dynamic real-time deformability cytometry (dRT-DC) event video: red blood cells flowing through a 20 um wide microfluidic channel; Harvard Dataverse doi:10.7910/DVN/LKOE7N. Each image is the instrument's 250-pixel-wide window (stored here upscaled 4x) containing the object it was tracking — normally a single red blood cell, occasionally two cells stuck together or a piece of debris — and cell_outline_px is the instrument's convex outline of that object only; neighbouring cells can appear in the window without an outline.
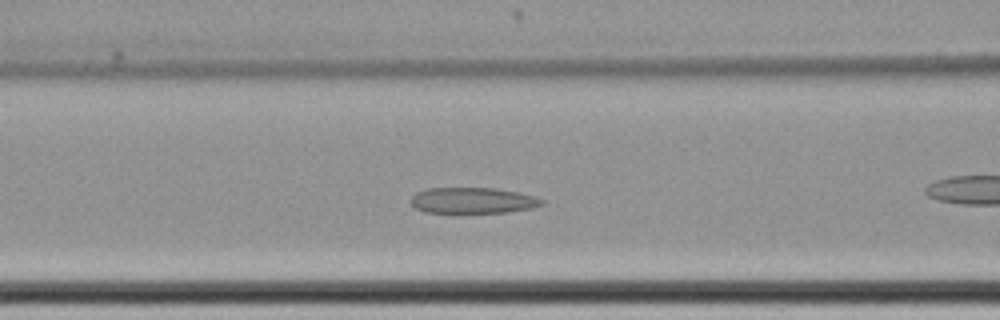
{"species": "common noctule bat (a hibernating species)", "species_latin": "Nyctalus noctula", "temperature_condition": "cold", "stored_images_in_passage": 28, "camera_frame_rate_fps": 3000, "um_per_image_px": 0.085, "animal": {"sex": "female", "body_mass_g": 22.7, "forearm_length_mm": 54.2}, "frame": {"image": 1, "passage_image": 4, "time_ms": 1.0, "image_size_px": [1000, 320], "cell_outline_px": [[544, 204], [532, 208], [508, 212], [460, 216], [452, 216], [424, 212], [416, 208], [412, 204], [412, 196], [416, 192], [428, 188], [496, 188], [520, 192], [544, 200]], "centroid_in_image_um": [40.15, 17.1], "position_along_channel_um": 126.5, "area_um2": 20.98}}
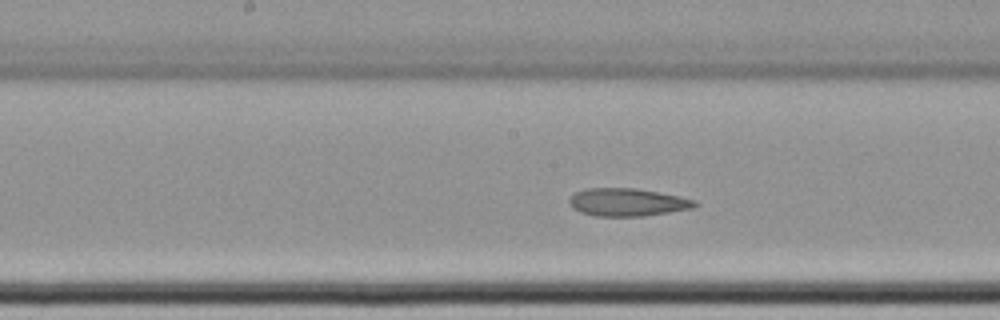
{"frame": {"image": 2, "passage_image": 10, "time_ms": 3.0, "image_size_px": [1000, 320], "cell_outline_px": [[700, 204], [696, 208], [644, 216], [592, 216], [580, 212], [572, 208], [568, 204], [568, 200], [576, 192], [584, 188], [636, 188], [680, 196], [696, 200]], "centroid_in_image_um": [53.35, 17.19], "position_along_channel_um": 194.9, "area_um2": 20.69}}
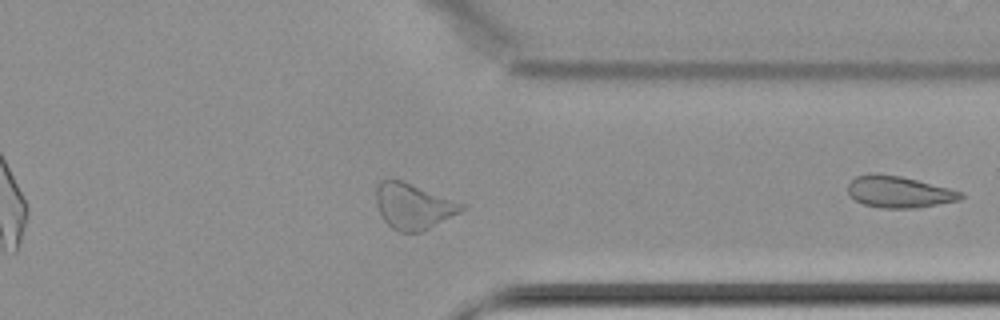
{"frame": {"image": 3, "passage_image": 26, "time_ms": 8.333, "image_size_px": [1000, 320], "cell_outline_px": [[468, 204], [460, 212], [420, 232], [400, 232], [392, 228], [384, 220], [376, 204], [376, 188], [380, 180], [400, 180]], "centroid_in_image_um": [35.14, 17.52], "position_along_channel_um": 376.3, "area_um2": 22.54}}